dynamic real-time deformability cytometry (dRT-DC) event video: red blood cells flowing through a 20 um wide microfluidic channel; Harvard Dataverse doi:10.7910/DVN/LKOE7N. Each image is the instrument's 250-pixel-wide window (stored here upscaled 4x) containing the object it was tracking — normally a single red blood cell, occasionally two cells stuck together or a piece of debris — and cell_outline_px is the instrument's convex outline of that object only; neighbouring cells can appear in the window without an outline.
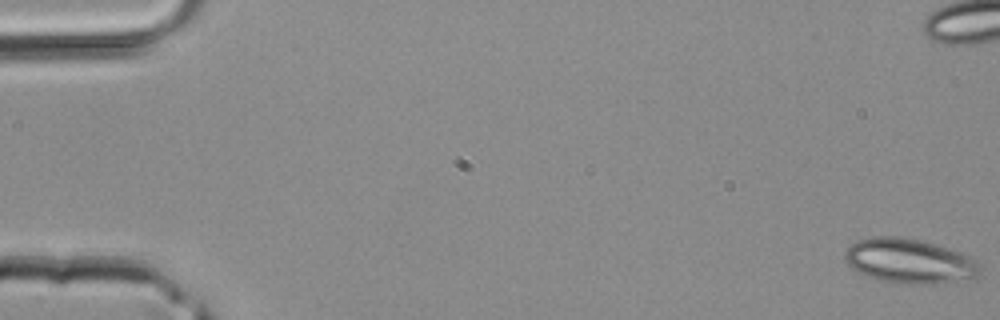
{"species": "common noctule bat (a hibernating species)", "species_latin": "Nyctalus noctula", "temperature_condition": "room temperature", "stored_images_in_passage": 44, "camera_frame_rate_fps": 3000, "um_per_image_px": 0.085, "animal": {"sex": "male", "body_mass_g": 20.4}, "frame": {"image": 1, "passage_image": 1, "time_ms": 0.0, "image_size_px": [1000, 320], "cell_outline_px": [[980, 272], [976, 276], [932, 284], [900, 284], [876, 280], [864, 276], [856, 272], [848, 264], [844, 256], [844, 252], [848, 244], [856, 240], [872, 236], [896, 236], [920, 240], [960, 252], [976, 260], [980, 264]], "centroid_in_image_um": [77.19, 22.18], "position_along_channel_um": 7.8, "area_um2": 35.32}}
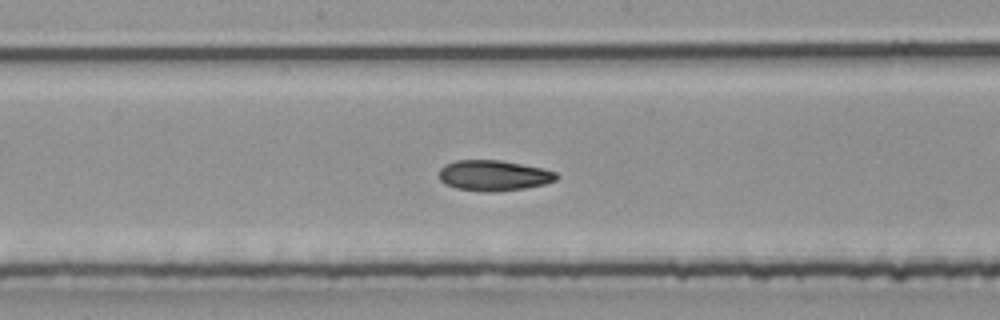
{"frame": {"image": 2, "passage_image": 23, "time_ms": 7.333, "image_size_px": [1000, 320], "cell_outline_px": [[560, 176], [556, 180], [544, 184], [524, 188], [496, 192], [484, 192], [456, 188], [444, 184], [440, 180], [440, 168], [444, 164], [456, 160], [500, 160], [540, 168], [556, 172]], "centroid_in_image_um": [41.94, 14.92], "position_along_channel_um": 206.3, "area_um2": 20.92}}
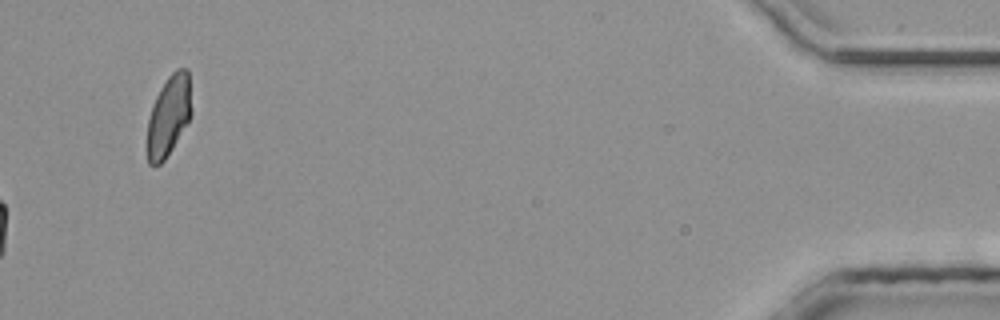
{"frame": {"image": 3, "passage_image": 44, "time_ms": 14.333, "image_size_px": [1000, 320], "cell_outline_px": [[192, 116], [172, 148], [164, 160], [160, 164], [148, 164], [144, 148], [144, 144], [148, 120], [152, 104], [160, 88], [168, 76], [176, 68], [188, 68], [192, 108]], "centroid_in_image_um": [14.31, 9.86], "position_along_channel_um": 420.9, "area_um2": 21.44}}